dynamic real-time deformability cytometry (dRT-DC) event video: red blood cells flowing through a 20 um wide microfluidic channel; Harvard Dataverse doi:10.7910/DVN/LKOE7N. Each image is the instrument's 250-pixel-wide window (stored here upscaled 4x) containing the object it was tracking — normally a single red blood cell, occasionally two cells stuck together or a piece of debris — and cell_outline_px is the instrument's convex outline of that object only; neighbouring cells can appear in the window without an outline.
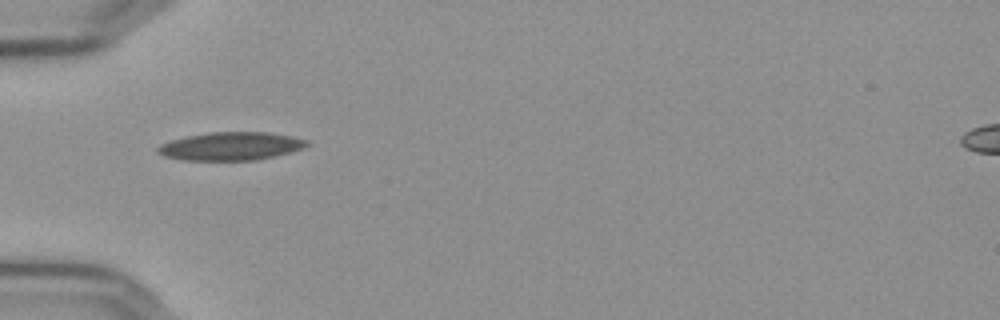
{"species": "Egyptian fruit bat (a non-hibernating species)", "species_latin": "Rousettus aegyptiacus", "temperature_condition": "cold", "stored_images_in_passage": 35, "camera_frame_rate_fps": 3000, "um_per_image_px": 0.085, "frame": {"image": 1, "passage_image": 1, "time_ms": 0.0, "image_size_px": [1000, 320], "cell_outline_px": [[312, 144], [304, 148], [256, 160], [184, 160], [164, 156], [156, 152], [156, 148], [160, 144], [184, 136], [208, 132], [268, 132], [292, 136], [308, 140]], "centroid_in_image_um": [19.61, 12.41], "position_along_channel_um": 65.4, "area_um2": 24.57}}
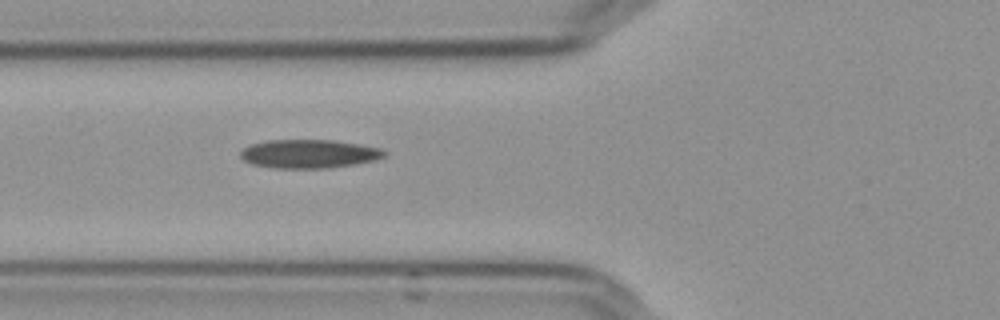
{"frame": {"image": 2, "passage_image": 4, "time_ms": 1.0, "image_size_px": [1000, 320], "cell_outline_px": [[388, 152], [384, 156], [372, 160], [352, 164], [328, 168], [276, 168], [252, 164], [244, 160], [240, 156], [240, 152], [244, 148], [252, 144], [268, 140], [332, 140], [360, 144], [380, 148]], "centroid_in_image_um": [26.25, 13.07], "position_along_channel_um": 99.6, "area_um2": 23.76}}
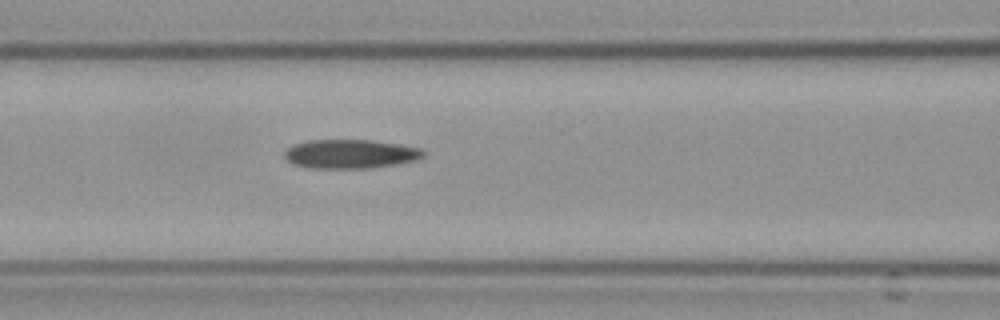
{"frame": {"image": 3, "passage_image": 7, "time_ms": 2.0, "image_size_px": [1000, 320], "cell_outline_px": [[428, 152], [424, 156], [416, 160], [368, 168], [312, 168], [292, 164], [284, 156], [284, 152], [292, 144], [308, 140], [372, 140], [400, 144], [424, 148]], "centroid_in_image_um": [29.8, 13.07], "position_along_channel_um": 136.8, "area_um2": 23.58}}